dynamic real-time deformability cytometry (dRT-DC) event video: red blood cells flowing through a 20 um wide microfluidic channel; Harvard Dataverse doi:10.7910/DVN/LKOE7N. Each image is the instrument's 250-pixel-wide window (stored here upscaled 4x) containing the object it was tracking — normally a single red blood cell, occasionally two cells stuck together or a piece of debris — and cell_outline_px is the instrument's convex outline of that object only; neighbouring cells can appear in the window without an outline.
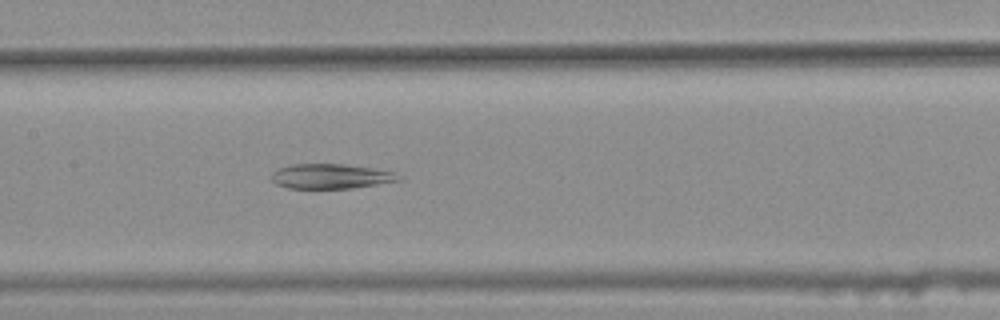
{"species": "common noctule bat (a hibernating species)", "species_latin": "Nyctalus noctula", "temperature_condition": "warm", "stored_images_in_passage": 45, "segment_of_instrument_passage": [2, 2], "camera_frame_rate_fps": 3000, "um_per_image_px": 0.085, "animal": {"sex": "female", "body_mass_g": 25.1}, "frame": {"image": 1, "passage_image": 25, "time_ms": 8.0, "image_size_px": [1000, 320], "cell_outline_px": [[400, 180], [352, 188], [288, 188], [276, 184], [272, 180], [272, 172], [280, 168], [292, 164], [344, 164], [372, 168], [396, 172], [400, 176]], "centroid_in_image_um": [28.11, 14.98], "position_along_channel_um": 179.3, "area_um2": 18.21}}
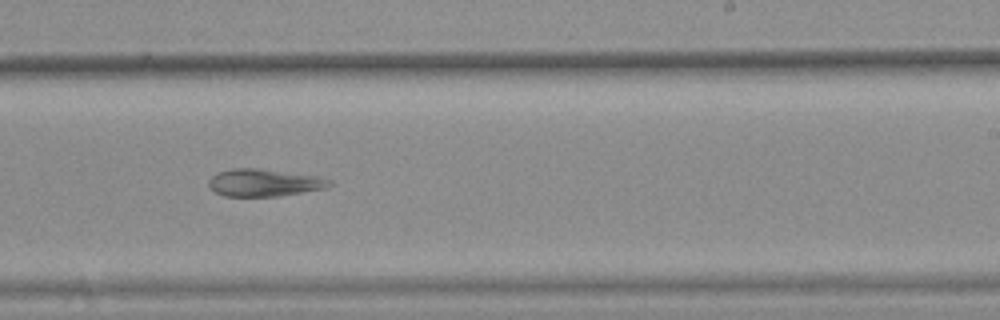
{"frame": {"image": 2, "passage_image": 32, "time_ms": 10.333, "image_size_px": [1000, 320], "cell_outline_px": [[332, 184], [328, 188], [280, 196], [224, 196], [216, 192], [208, 184], [208, 180], [216, 172], [232, 168], [260, 168], [316, 176], [332, 180]], "centroid_in_image_um": [22.46, 15.52], "position_along_channel_um": 266.5, "area_um2": 19.36}}
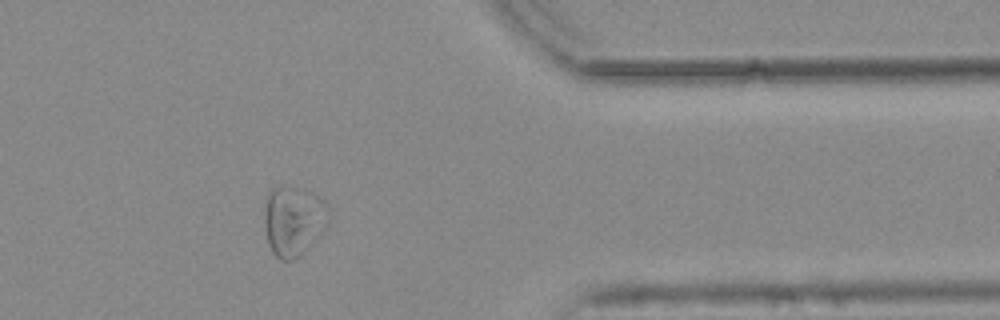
{"frame": {"image": 3, "passage_image": 43, "time_ms": 14.0, "image_size_px": [1000, 320], "cell_outline_px": [[328, 224], [292, 260], [280, 260], [272, 252], [268, 244], [264, 228], [264, 208], [268, 192], [272, 188], [284, 184]], "centroid_in_image_um": [24.59, 18.96], "position_along_channel_um": 386.8, "area_um2": 22.02}}